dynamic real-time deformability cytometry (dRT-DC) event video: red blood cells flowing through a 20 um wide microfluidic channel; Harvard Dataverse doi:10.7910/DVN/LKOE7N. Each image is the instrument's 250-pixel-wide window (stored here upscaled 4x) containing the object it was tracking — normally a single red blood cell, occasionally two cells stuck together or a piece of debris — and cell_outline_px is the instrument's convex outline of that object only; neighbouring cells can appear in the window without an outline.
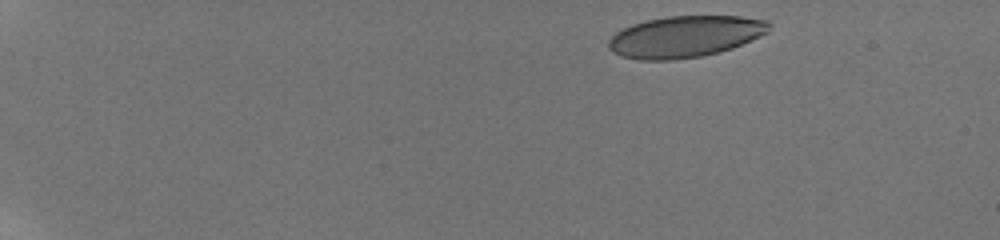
{"species": "human", "species_latin": "Homo sapiens", "temperature_condition": "room temperature", "stored_images_in_passage": 35, "camera_frame_rate_fps": 3000, "um_per_image_px": 0.085, "donor": {"sex": "male"}, "frame": {"image": 1, "passage_image": 2, "time_ms": 0.667, "image_size_px": [1000, 240], "cell_outline_px": [[772, 24], [768, 32], [760, 36], [732, 48], [720, 52], [700, 56], [672, 60], [640, 60], [620, 56], [612, 52], [608, 48], [608, 40], [616, 32], [632, 24], [644, 20], [668, 16], [740, 16], [768, 20]], "centroid_in_image_um": [58.22, 3.1], "position_along_channel_um": 26.8, "area_um2": 39.02}}
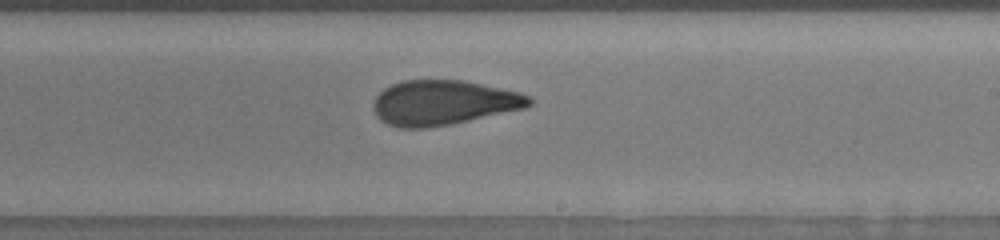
{"frame": {"image": 2, "passage_image": 30, "time_ms": 10.333, "image_size_px": [1000, 240], "cell_outline_px": [[532, 104], [524, 108], [452, 124], [428, 128], [400, 128], [388, 124], [380, 120], [376, 116], [372, 108], [372, 104], [376, 96], [384, 88], [392, 84], [404, 80], [460, 80], [520, 92], [528, 96], [532, 100]], "centroid_in_image_um": [37.64, 8.74], "position_along_channel_um": 251.4, "area_um2": 40.63}}
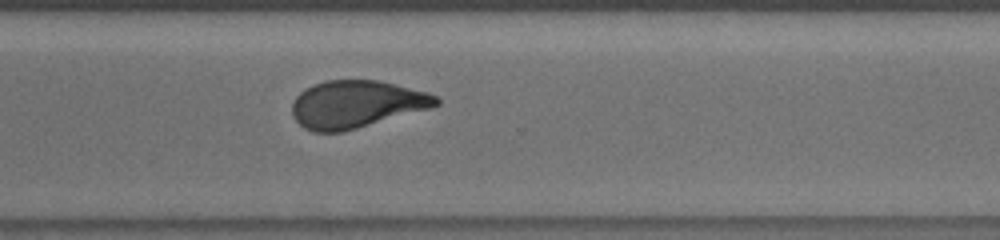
{"frame": {"image": 3, "passage_image": 35, "time_ms": 12.667, "image_size_px": [1000, 240], "cell_outline_px": [[440, 104], [432, 108], [356, 128], [340, 132], [316, 132], [304, 128], [292, 116], [292, 104], [296, 96], [304, 88], [312, 84], [324, 80], [380, 80], [428, 92], [436, 96], [440, 100]], "centroid_in_image_um": [30.29, 8.84], "position_along_channel_um": 340.3, "area_um2": 39.94}}